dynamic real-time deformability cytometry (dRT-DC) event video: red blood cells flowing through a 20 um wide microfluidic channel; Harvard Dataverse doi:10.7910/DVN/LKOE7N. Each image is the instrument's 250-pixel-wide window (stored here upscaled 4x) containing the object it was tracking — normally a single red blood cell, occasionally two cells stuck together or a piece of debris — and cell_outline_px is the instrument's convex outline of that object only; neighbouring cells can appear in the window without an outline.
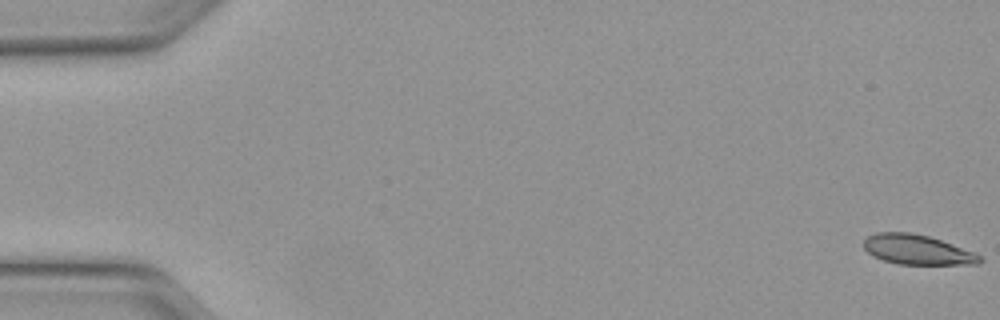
{"species": "Egyptian fruit bat (a non-hibernating species)", "species_latin": "Rousettus aegyptiacus", "temperature_condition": "warm", "stored_images_in_passage": 50, "camera_frame_rate_fps": 3000, "um_per_image_px": 0.085, "animal": {"sex": "female"}, "frame": {"image": 1, "passage_image": 1, "time_ms": 0.0, "image_size_px": [1000, 320], "cell_outline_px": [[984, 260], [980, 264], [896, 264], [872, 256], [864, 248], [864, 240], [868, 236], [876, 232], [912, 232], [928, 236], [976, 252]], "centroid_in_image_um": [77.98, 21.22], "position_along_channel_um": 7.0, "area_um2": 20.23}}
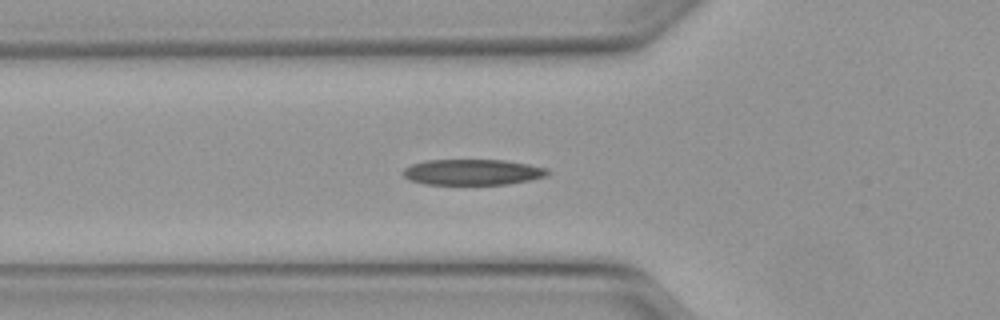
{"frame": {"image": 2, "passage_image": 18, "time_ms": 5.667, "image_size_px": [1000, 320], "cell_outline_px": [[552, 172], [548, 176], [508, 184], [424, 184], [408, 180], [400, 172], [404, 168], [412, 164], [428, 160], [504, 160], [528, 164], [548, 168]], "centroid_in_image_um": [40.17, 14.63], "position_along_channel_um": 85.6, "area_um2": 21.85}}
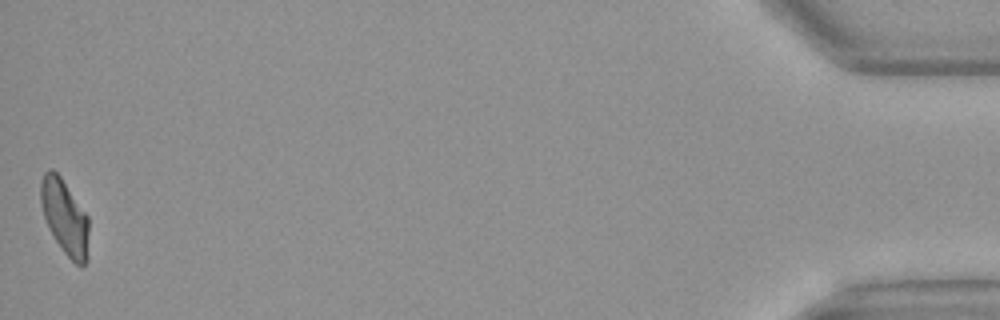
{"frame": {"image": 3, "passage_image": 50, "time_ms": 16.333, "image_size_px": [1000, 320], "cell_outline_px": [[88, 260], [84, 264], [76, 264], [64, 252], [48, 228], [40, 204], [40, 184], [44, 172], [48, 168], [52, 168], [60, 176], [88, 216]], "centroid_in_image_um": [5.49, 18.43], "position_along_channel_um": 429.7, "area_um2": 20.92}, "authors_computed_cell_mechanics": {"area_um2": 21.5016, "velocity_mm_per_s": 4.1172, "shape_relaxation_time_tau1_ms": 5.7918, "shape_relaxation_time_tau2_ms": 3.1257, "deformation_change_tau1": 0.205, "deformation_change_tau2": 0.1137}}